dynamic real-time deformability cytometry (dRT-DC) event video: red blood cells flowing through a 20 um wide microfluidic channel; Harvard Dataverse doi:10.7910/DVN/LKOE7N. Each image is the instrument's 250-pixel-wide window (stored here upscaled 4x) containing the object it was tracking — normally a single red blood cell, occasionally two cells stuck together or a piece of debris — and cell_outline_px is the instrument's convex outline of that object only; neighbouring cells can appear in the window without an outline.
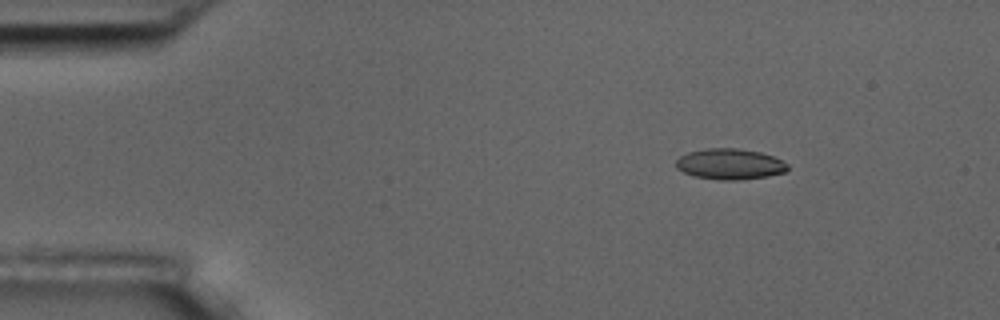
{"species": "common noctule bat (a hibernating species)", "species_latin": "Nyctalus noctula", "temperature_condition": "room temperature", "stored_images_in_passage": 5, "camera_frame_rate_fps": 3000, "um_per_image_px": 0.085, "animal": {"sex": "male", "body_mass_g": 17.5, "forearm_length_mm": 52.3}, "frame": {"image": 1, "passage_image": 2, "time_ms": 2.0, "image_size_px": [1000, 320], "cell_outline_px": [[788, 168], [784, 172], [768, 176], [736, 180], [720, 180], [692, 176], [676, 168], [676, 160], [680, 156], [688, 152], [708, 148], [740, 148], [760, 152], [772, 156], [788, 164]], "centroid_in_image_um": [62.01, 13.94], "position_along_channel_um": 23.0, "area_um2": 20.0}}
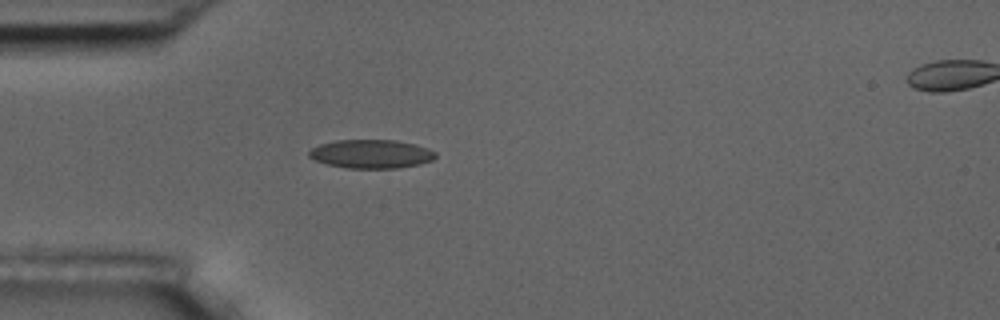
{"frame": {"image": 2, "passage_image": 4, "time_ms": 4.667, "image_size_px": [1000, 320], "cell_outline_px": [[436, 156], [432, 160], [420, 164], [400, 168], [348, 168], [328, 164], [316, 160], [308, 156], [308, 152], [312, 148], [320, 144], [336, 140], [396, 140], [428, 148], [436, 152]], "centroid_in_image_um": [31.56, 13.08], "position_along_channel_um": 53.4, "area_um2": 21.04}}